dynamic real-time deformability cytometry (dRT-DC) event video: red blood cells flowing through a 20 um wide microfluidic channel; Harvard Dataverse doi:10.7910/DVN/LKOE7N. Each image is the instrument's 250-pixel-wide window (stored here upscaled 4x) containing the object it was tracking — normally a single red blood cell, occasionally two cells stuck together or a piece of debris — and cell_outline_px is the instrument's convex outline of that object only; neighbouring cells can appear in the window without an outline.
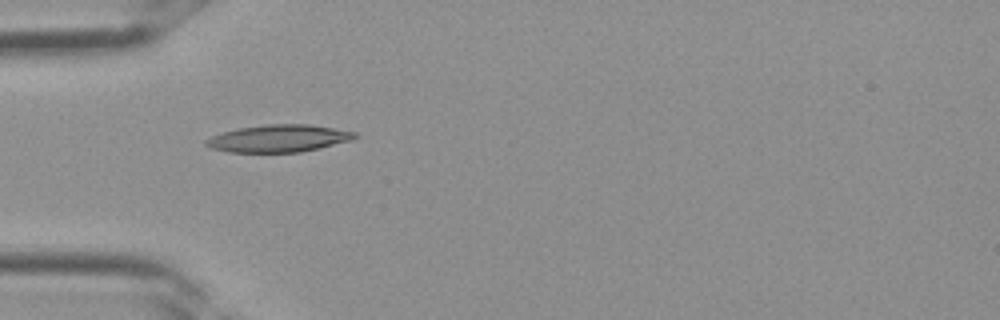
{"species": "Egyptian fruit bat (a non-hibernating species)", "species_latin": "Rousettus aegyptiacus", "temperature_condition": "room temperature", "stored_images_in_passage": 4, "camera_frame_rate_fps": 3000, "um_per_image_px": 0.085, "frame": {"image": 1, "passage_image": 3, "time_ms": 0.667, "image_size_px": [1000, 320], "cell_outline_px": [[360, 136], [352, 140], [320, 148], [300, 152], [228, 152], [212, 148], [204, 144], [204, 140], [212, 136], [224, 132], [240, 128], [264, 124], [308, 124], [356, 132]], "centroid_in_image_um": [23.71, 11.77], "position_along_channel_um": 61.3, "area_um2": 23.64}}
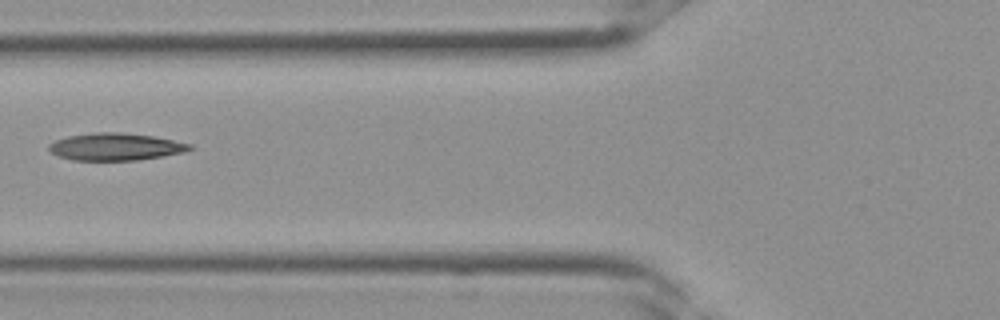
{"frame": {"image": 2, "passage_image": 4, "time_ms": 1.0, "image_size_px": [1000, 320], "cell_outline_px": [[196, 148], [184, 152], [140, 160], [72, 160], [60, 156], [52, 152], [48, 148], [48, 144], [56, 140], [68, 136], [96, 132], [116, 132], [152, 136], [192, 144]], "centroid_in_image_um": [9.85, 12.47], "position_along_channel_um": 116.0, "area_um2": 22.25}}